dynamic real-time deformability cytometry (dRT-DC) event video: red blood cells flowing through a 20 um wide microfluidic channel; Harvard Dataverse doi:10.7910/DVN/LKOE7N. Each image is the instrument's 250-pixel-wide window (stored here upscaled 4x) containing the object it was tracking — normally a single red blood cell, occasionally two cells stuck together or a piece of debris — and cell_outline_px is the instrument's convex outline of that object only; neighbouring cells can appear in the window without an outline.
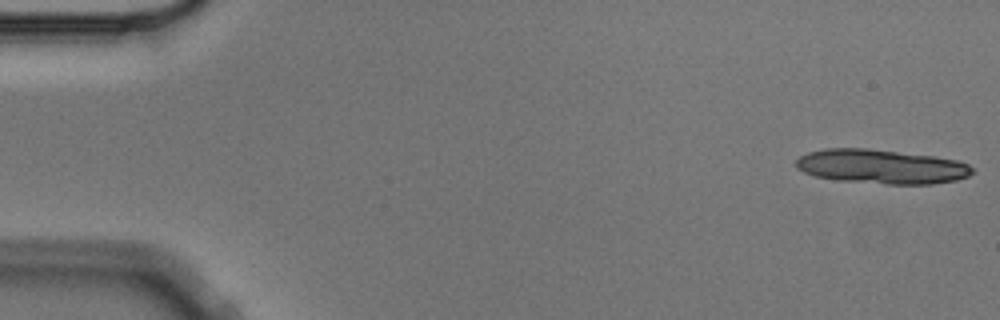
{"species": "Egyptian fruit bat (a non-hibernating species)", "species_latin": "Rousettus aegyptiacus", "temperature_condition": "cold", "stored_images_in_passage": 5, "camera_frame_rate_fps": 3000, "um_per_image_px": 0.085, "animal": {"sex": "male"}, "frame": {"image": 1, "passage_image": 1, "time_ms": 0.0, "image_size_px": [1000, 320], "cell_outline_px": [[976, 172], [968, 176], [956, 180], [932, 184], [888, 184], [836, 180], [816, 176], [804, 172], [796, 168], [796, 160], [800, 156], [808, 152], [824, 148], [868, 148], [932, 156], [956, 160], [968, 164]], "centroid_in_image_um": [74.91, 14.16], "position_along_channel_um": 10.1, "area_um2": 35.26}}